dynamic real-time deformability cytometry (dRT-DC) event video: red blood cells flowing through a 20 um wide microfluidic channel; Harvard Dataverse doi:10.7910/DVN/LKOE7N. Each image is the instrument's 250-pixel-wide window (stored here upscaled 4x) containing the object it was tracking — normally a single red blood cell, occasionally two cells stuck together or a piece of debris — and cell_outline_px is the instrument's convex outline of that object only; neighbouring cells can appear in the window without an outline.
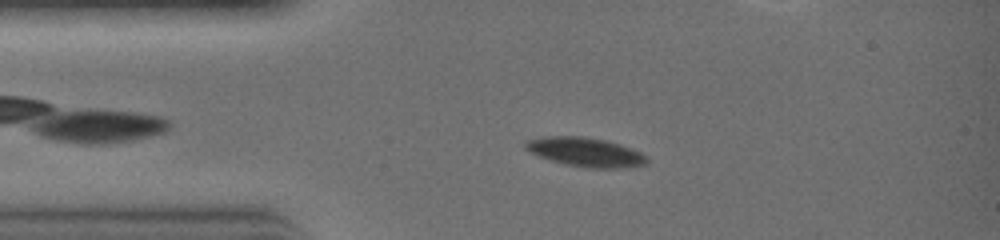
{"species": "common noctule bat (a hibernating species)", "species_latin": "Nyctalus noctula", "temperature_condition": "warm", "stored_images_in_passage": 21, "camera_frame_rate_fps": 3000, "um_per_image_px": 0.085, "animal": {"sex": "female", "body_mass_g": 19.0, "forearm_length_mm": 51.5}, "frame": {"image": 1, "passage_image": 3, "time_ms": 0.667, "image_size_px": [1000, 240], "cell_outline_px": [[648, 164], [624, 168], [588, 168], [564, 164], [528, 152], [524, 148], [524, 140], [544, 136], [584, 136], [604, 140], [620, 144], [640, 152], [648, 156]], "centroid_in_image_um": [49.75, 12.92], "position_along_channel_um": 35.2, "area_um2": 20.81}}
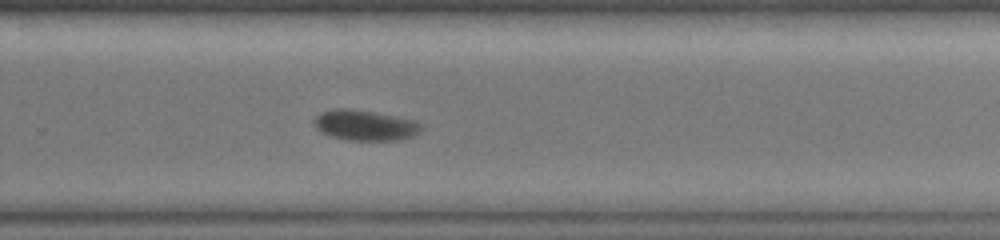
{"frame": {"image": 2, "passage_image": 17, "time_ms": 5.333, "image_size_px": [1000, 240], "cell_outline_px": [[424, 128], [412, 136], [396, 140], [348, 140], [332, 136], [320, 132], [316, 128], [316, 116], [320, 112], [332, 108], [348, 108], [372, 112], [412, 120], [424, 124]], "centroid_in_image_um": [31.02, 10.64], "position_along_channel_um": 298.8, "area_um2": 18.79}}
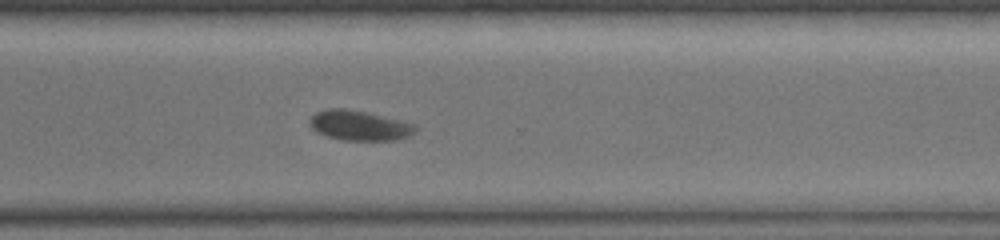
{"frame": {"image": 3, "passage_image": 19, "time_ms": 6.0, "image_size_px": [1000, 240], "cell_outline_px": [[416, 128], [408, 136], [392, 140], [344, 140], [328, 136], [312, 128], [308, 124], [308, 120], [316, 112], [328, 108], [348, 108], [404, 120], [416, 124]], "centroid_in_image_um": [30.54, 10.64], "position_along_channel_um": 340.1, "area_um2": 18.44}}